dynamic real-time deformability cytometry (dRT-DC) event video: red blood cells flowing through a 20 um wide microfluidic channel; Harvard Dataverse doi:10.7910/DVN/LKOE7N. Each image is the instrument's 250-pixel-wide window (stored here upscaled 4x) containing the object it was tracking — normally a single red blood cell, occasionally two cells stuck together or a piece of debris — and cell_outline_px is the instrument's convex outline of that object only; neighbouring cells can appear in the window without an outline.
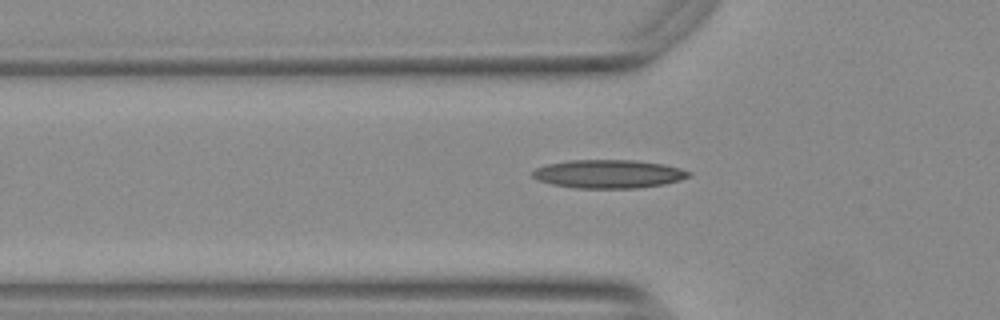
{"species": "Egyptian fruit bat (a non-hibernating species)", "species_latin": "Rousettus aegyptiacus", "temperature_condition": "warm", "stored_images_in_passage": 39, "camera_frame_rate_fps": 3000, "um_per_image_px": 0.085, "animal": {"sex": "female"}, "frame": {"image": 1, "passage_image": 9, "time_ms": 2.667, "image_size_px": [1000, 320], "cell_outline_px": [[692, 176], [680, 180], [664, 184], [636, 188], [576, 188], [552, 184], [540, 180], [532, 176], [532, 172], [536, 168], [548, 164], [568, 160], [636, 160], [664, 164], [680, 168], [692, 172]], "centroid_in_image_um": [51.77, 14.78], "position_along_channel_um": 74.0, "area_um2": 25.89}}
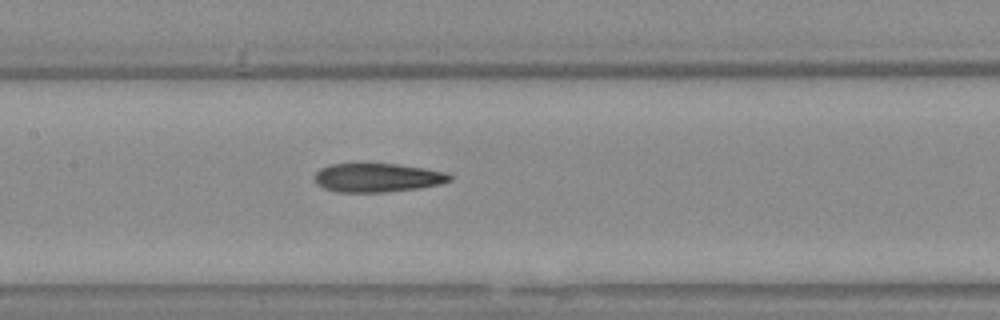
{"frame": {"image": 2, "passage_image": 17, "time_ms": 5.333, "image_size_px": [1000, 320], "cell_outline_px": [[452, 180], [440, 184], [416, 188], [384, 192], [336, 192], [324, 188], [316, 184], [316, 172], [320, 168], [332, 164], [396, 164], [424, 168], [448, 172], [452, 176]], "centroid_in_image_um": [32.1, 15.1], "position_along_channel_um": 175.3, "area_um2": 22.54}}
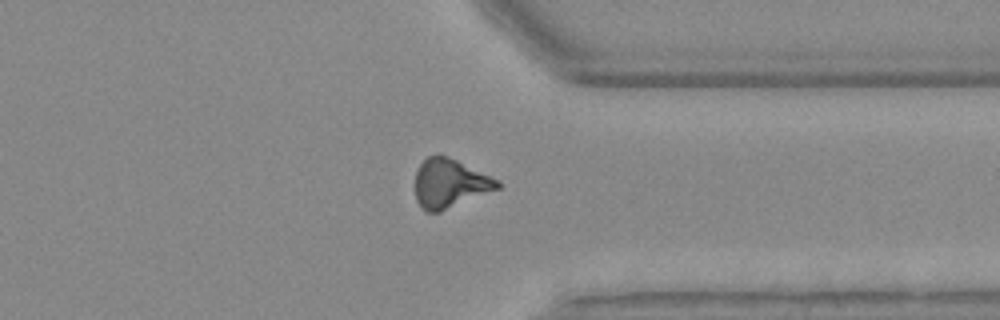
{"frame": {"image": 3, "passage_image": 33, "time_ms": 10.667, "image_size_px": [1000, 320], "cell_outline_px": [[500, 188], [440, 212], [428, 212], [416, 200], [416, 172], [420, 164], [428, 156], [444, 156], [456, 160], [500, 180]], "centroid_in_image_um": [38.25, 15.6], "position_along_channel_um": 373.1, "area_um2": 23.06}}